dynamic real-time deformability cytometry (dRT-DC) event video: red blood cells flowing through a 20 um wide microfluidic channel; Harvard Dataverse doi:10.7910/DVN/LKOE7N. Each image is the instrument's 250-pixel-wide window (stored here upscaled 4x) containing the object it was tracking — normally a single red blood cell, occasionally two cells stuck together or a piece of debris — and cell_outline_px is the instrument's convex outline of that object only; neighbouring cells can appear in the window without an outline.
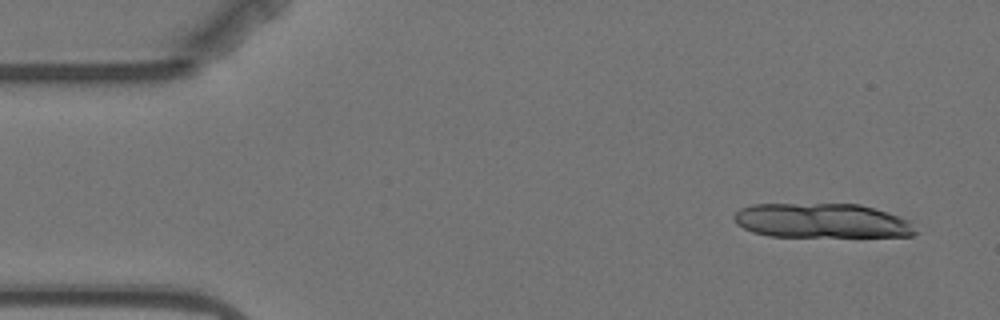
{"species": "Egyptian fruit bat (a non-hibernating species)", "species_latin": "Rousettus aegyptiacus", "temperature_condition": "warm", "stored_images_in_passage": 10, "camera_frame_rate_fps": 3000, "um_per_image_px": 0.085, "animal": {"sex": "female"}, "frame": {"image": 1, "passage_image": 1, "time_ms": 0.0, "image_size_px": [1000, 320], "cell_outline_px": [[916, 232], [912, 236], [768, 236], [752, 232], [736, 224], [732, 216], [740, 208], [752, 204], [860, 204], [888, 212], [900, 216], [908, 220]], "centroid_in_image_um": [69.81, 18.75], "position_along_channel_um": 15.2, "area_um2": 36.47}}
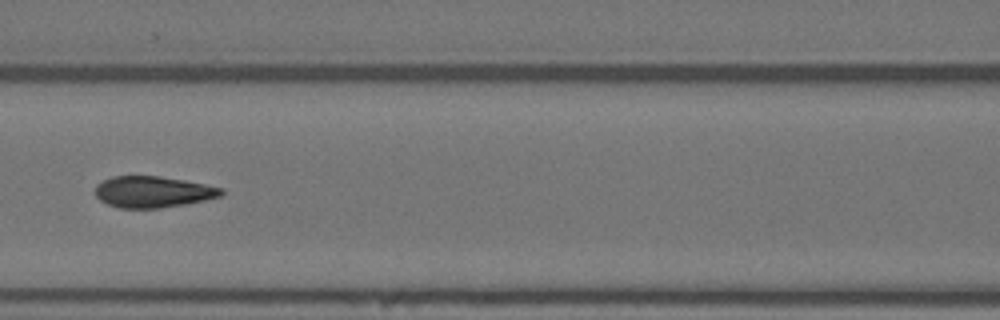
{"frame": {"image": 2, "passage_image": 7, "time_ms": 7.0, "image_size_px": [1000, 320], "cell_outline_px": [[224, 192], [220, 196], [204, 200], [184, 204], [160, 208], [120, 208], [108, 204], [100, 200], [96, 196], [96, 184], [112, 176], [160, 176], [184, 180], [224, 188]], "centroid_in_image_um": [12.99, 16.3], "position_along_channel_um": 153.6, "area_um2": 22.89}}
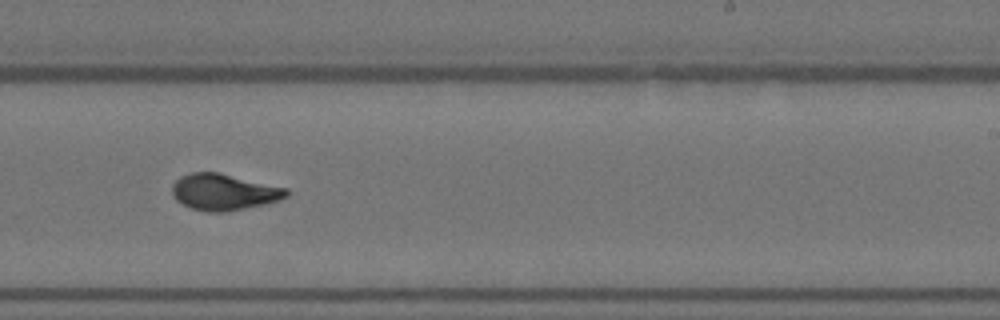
{"frame": {"image": 3, "passage_image": 10, "time_ms": 10.333, "image_size_px": [1000, 320], "cell_outline_px": [[288, 196], [280, 200], [268, 204], [228, 212], [208, 212], [192, 208], [176, 200], [172, 196], [172, 184], [180, 176], [192, 172], [216, 172], [288, 188]], "centroid_in_image_um": [19.04, 16.33], "position_along_channel_um": 270.0, "area_um2": 24.33}}